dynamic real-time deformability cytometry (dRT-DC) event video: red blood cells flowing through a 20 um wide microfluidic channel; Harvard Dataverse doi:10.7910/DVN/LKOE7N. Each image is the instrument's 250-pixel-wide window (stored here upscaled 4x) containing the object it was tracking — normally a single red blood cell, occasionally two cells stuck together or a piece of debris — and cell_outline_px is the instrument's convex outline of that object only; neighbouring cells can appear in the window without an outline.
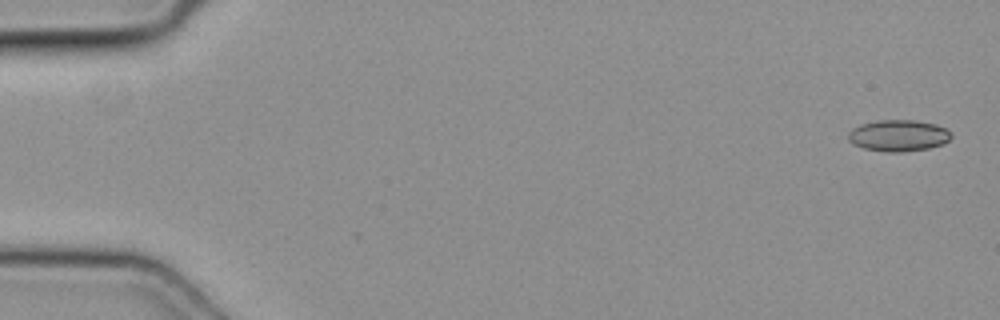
{"species": "common noctule bat (a hibernating species)", "species_latin": "Nyctalus noctula", "temperature_condition": "cold", "stored_images_in_passage": 8, "camera_frame_rate_fps": 3000, "um_per_image_px": 0.085, "animal": {"sex": "female", "body_mass_g": 19.3, "forearm_length_mm": 54.1}, "frame": {"image": 1, "passage_image": 2, "time_ms": 0.333, "image_size_px": [1000, 320], "cell_outline_px": [[952, 136], [948, 140], [940, 144], [928, 148], [900, 152], [884, 152], [864, 148], [852, 144], [848, 140], [848, 132], [852, 128], [860, 124], [880, 120], [916, 120], [936, 124], [944, 128]], "centroid_in_image_um": [76.31, 11.52], "position_along_channel_um": 8.7, "area_um2": 18.79}}